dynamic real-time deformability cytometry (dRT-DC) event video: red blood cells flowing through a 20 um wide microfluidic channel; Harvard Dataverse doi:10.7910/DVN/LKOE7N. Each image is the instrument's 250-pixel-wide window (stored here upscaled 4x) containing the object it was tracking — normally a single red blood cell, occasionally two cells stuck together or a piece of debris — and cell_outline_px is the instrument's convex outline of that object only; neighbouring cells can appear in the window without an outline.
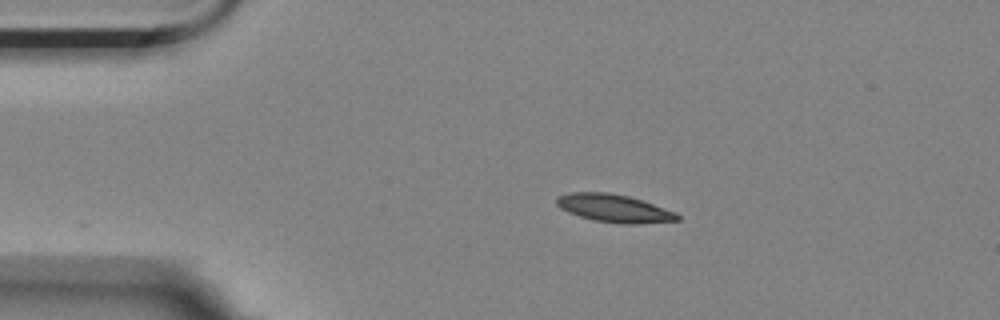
{"species": "Egyptian fruit bat (a non-hibernating species)", "species_latin": "Rousettus aegyptiacus", "temperature_condition": "room temperature", "stored_images_in_passage": 5, "camera_frame_rate_fps": 3000, "um_per_image_px": 0.085, "animal": {"sex": "female"}, "frame": {"image": 1, "passage_image": 3, "time_ms": 0.667, "image_size_px": [1000, 320], "cell_outline_px": [[680, 220], [640, 224], [624, 224], [596, 220], [580, 216], [568, 212], [560, 208], [556, 204], [556, 196], [568, 192], [608, 192], [628, 196], [676, 212], [680, 216]], "centroid_in_image_um": [52.18, 17.7], "position_along_channel_um": 32.8, "area_um2": 19.54}}
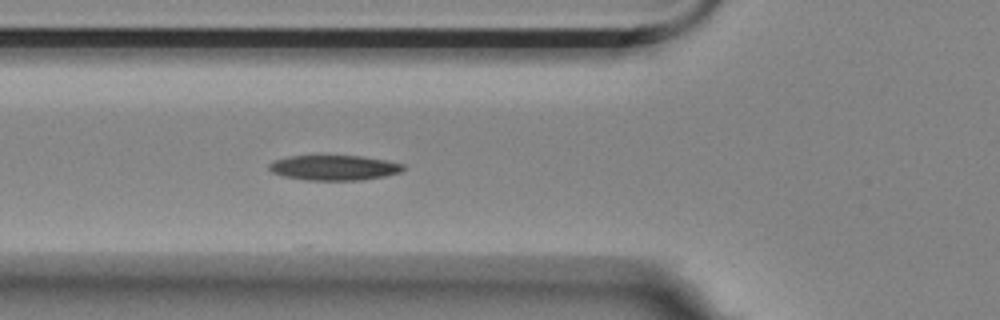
{"frame": {"image": 2, "passage_image": 5, "time_ms": 1.333, "image_size_px": [1000, 320], "cell_outline_px": [[404, 168], [400, 172], [384, 176], [360, 180], [308, 180], [284, 176], [272, 172], [268, 168], [268, 164], [276, 160], [288, 156], [360, 156], [388, 160], [404, 164]], "centroid_in_image_um": [28.41, 14.25], "position_along_channel_um": 97.4, "area_um2": 19.48}}